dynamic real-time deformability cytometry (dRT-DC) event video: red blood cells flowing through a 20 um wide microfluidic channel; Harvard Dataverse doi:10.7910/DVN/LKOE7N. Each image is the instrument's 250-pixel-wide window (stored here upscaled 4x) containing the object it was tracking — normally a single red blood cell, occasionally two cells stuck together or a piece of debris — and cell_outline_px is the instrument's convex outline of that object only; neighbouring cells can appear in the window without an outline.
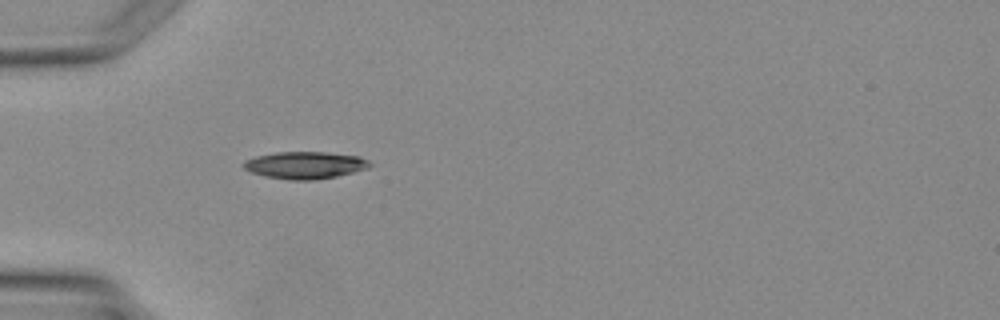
{"species": "Egyptian fruit bat (a non-hibernating species)", "species_latin": "Rousettus aegyptiacus", "temperature_condition": "warm", "stored_images_in_passage": 3, "camera_frame_rate_fps": 3000, "um_per_image_px": 0.085, "animal": {"sex": "female"}, "frame": {"image": 1, "passage_image": 3, "time_ms": 3.333, "image_size_px": [1000, 320], "cell_outline_px": [[372, 164], [368, 168], [336, 176], [312, 180], [288, 180], [264, 176], [252, 172], [244, 168], [244, 160], [256, 156], [276, 152], [324, 152], [360, 156], [368, 160]], "centroid_in_image_um": [25.93, 14.03], "position_along_channel_um": 59.1, "area_um2": 19.88}}